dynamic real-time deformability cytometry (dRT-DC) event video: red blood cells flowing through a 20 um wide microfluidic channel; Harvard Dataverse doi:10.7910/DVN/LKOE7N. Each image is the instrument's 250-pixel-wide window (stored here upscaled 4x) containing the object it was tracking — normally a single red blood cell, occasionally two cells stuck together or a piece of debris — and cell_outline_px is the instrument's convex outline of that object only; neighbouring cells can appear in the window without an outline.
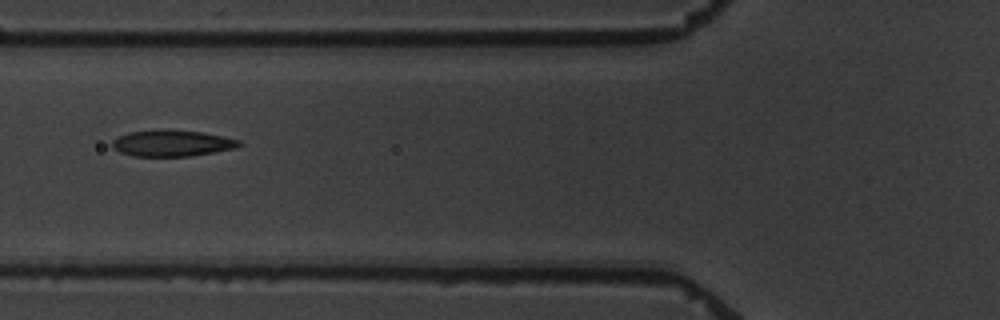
{"species": "common noctule bat (a hibernating species)", "species_latin": "Nyctalus noctula", "temperature_condition": "warm", "stored_images_in_passage": 5, "camera_frame_rate_fps": 3000, "um_per_image_px": 0.085, "animal": {"sex": "male", "body_mass_g": 19.5, "forearm_length_mm": 54.6}, "frame": {"image": 1, "passage_image": 4, "time_ms": 3.333, "image_size_px": [1000, 320], "cell_outline_px": [[244, 144], [236, 148], [188, 156], [132, 156], [120, 152], [112, 148], [112, 140], [128, 132], [200, 132], [224, 136], [240, 140]], "centroid_in_image_um": [14.65, 12.21], "position_along_channel_um": 111.1, "area_um2": 18.61}}
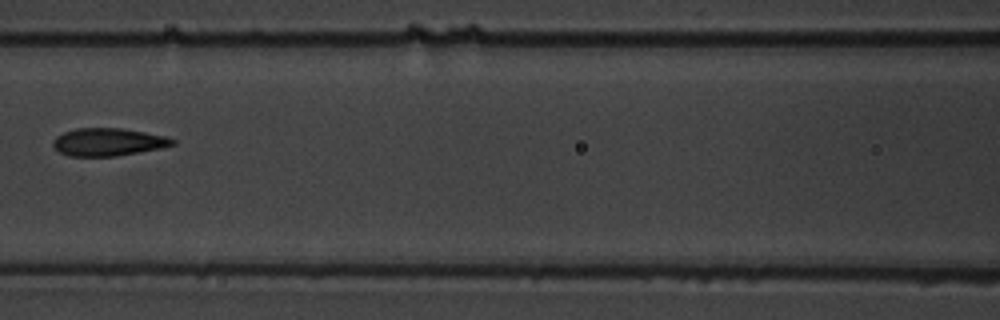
{"frame": {"image": 2, "passage_image": 5, "time_ms": 4.667, "image_size_px": [1000, 320], "cell_outline_px": [[176, 144], [160, 148], [116, 156], [68, 156], [60, 152], [52, 144], [52, 140], [56, 136], [64, 132], [76, 128], [124, 128], [164, 136], [176, 140]], "centroid_in_image_um": [9.17, 12.06], "position_along_channel_um": 157.4, "area_um2": 19.25}}